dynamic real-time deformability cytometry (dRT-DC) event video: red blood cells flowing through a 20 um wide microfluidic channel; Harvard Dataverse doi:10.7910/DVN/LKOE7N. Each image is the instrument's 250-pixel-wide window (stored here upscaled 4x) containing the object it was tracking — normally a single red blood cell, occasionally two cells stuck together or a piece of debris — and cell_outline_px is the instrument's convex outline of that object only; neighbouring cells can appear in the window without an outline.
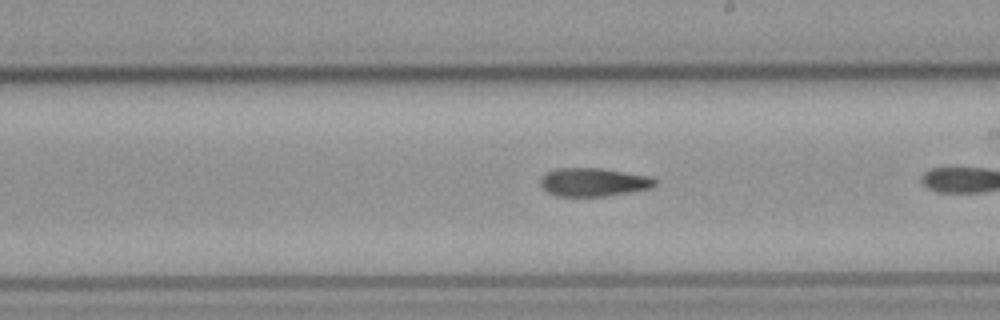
{"species": "common noctule bat (a hibernating species)", "species_latin": "Nyctalus noctula", "temperature_condition": "cold", "stored_images_in_passage": 10, "camera_frame_rate_fps": 3000, "um_per_image_px": 0.085, "animal": {"sex": "male", "body_mass_g": 23.1, "forearm_length_mm": 52.7}, "frame": {"image": 1, "passage_image": 9, "time_ms": 2.667, "image_size_px": [1000, 320], "cell_outline_px": [[656, 184], [652, 188], [608, 196], [556, 196], [548, 192], [540, 184], [540, 180], [544, 172], [556, 168], [600, 168], [652, 176], [656, 180]], "centroid_in_image_um": [50.45, 15.47], "position_along_channel_um": 238.5, "area_um2": 19.13}}